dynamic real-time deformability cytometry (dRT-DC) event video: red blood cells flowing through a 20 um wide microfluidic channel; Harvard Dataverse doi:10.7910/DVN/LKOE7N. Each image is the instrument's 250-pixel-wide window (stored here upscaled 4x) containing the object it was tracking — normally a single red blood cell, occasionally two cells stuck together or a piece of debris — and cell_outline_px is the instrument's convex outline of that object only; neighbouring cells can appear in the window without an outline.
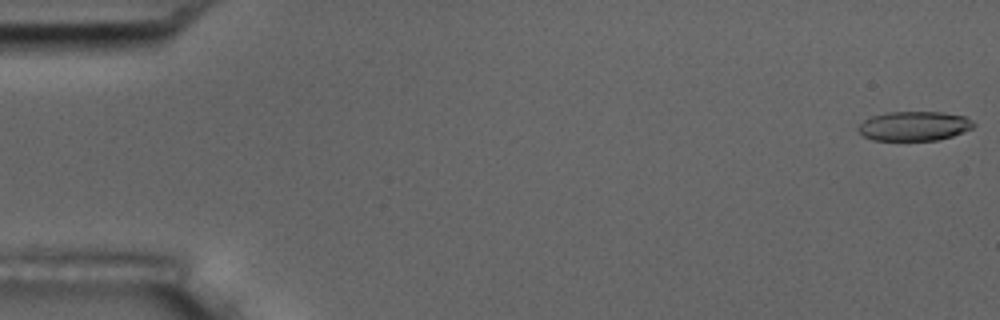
{"species": "common noctule bat (a hibernating species)", "species_latin": "Nyctalus noctula", "temperature_condition": "room temperature", "stored_images_in_passage": 8, "camera_frame_rate_fps": 3000, "um_per_image_px": 0.085, "animal": {"sex": "male", "body_mass_g": 17.5, "forearm_length_mm": 52.3}, "frame": {"image": 1, "passage_image": 1, "time_ms": 0.0, "image_size_px": [1000, 320], "cell_outline_px": [[976, 124], [972, 128], [952, 136], [940, 140], [872, 140], [864, 136], [856, 128], [864, 120], [872, 116], [884, 112], [944, 112], [964, 116], [972, 120]], "centroid_in_image_um": [77.7, 10.71], "position_along_channel_um": 7.3, "area_um2": 19.83}}
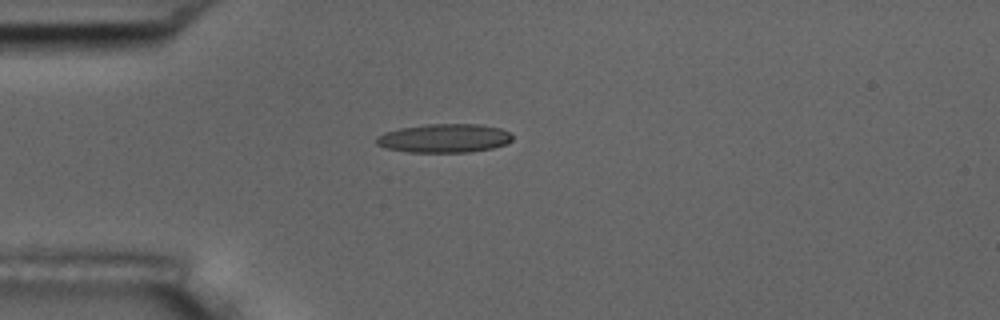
{"frame": {"image": 2, "passage_image": 5, "time_ms": 4.667, "image_size_px": [1000, 320], "cell_outline_px": [[512, 140], [504, 144], [492, 148], [468, 152], [408, 152], [388, 148], [376, 144], [376, 136], [384, 132], [400, 128], [428, 124], [480, 124], [500, 128], [508, 132], [512, 136]], "centroid_in_image_um": [37.74, 11.74], "position_along_channel_um": 47.3, "area_um2": 22.66}}